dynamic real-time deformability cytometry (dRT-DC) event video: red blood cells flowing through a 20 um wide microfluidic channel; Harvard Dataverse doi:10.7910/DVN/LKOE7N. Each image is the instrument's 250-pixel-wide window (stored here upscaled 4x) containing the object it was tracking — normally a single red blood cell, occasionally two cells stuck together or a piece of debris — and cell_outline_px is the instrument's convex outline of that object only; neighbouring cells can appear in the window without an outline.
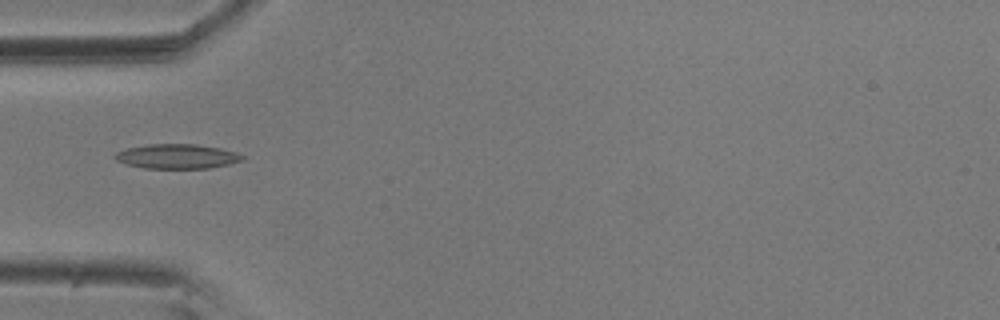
{"species": "common noctule bat (a hibernating species)", "species_latin": "Nyctalus noctula", "temperature_condition": "room temperature", "stored_images_in_passage": 35, "camera_frame_rate_fps": 3000, "um_per_image_px": 0.085, "animal": {"sex": "male", "body_mass_g": 20.5, "forearm_length_mm": 52.5}, "frame": {"image": 1, "passage_image": 1, "time_ms": 0.0, "image_size_px": [1000, 320], "cell_outline_px": [[244, 160], [228, 164], [208, 168], [144, 168], [128, 164], [116, 160], [112, 156], [116, 152], [128, 148], [148, 144], [196, 144], [220, 148], [236, 152], [244, 156]], "centroid_in_image_um": [15.05, 13.28], "position_along_channel_um": 70.0, "area_um2": 18.15}}
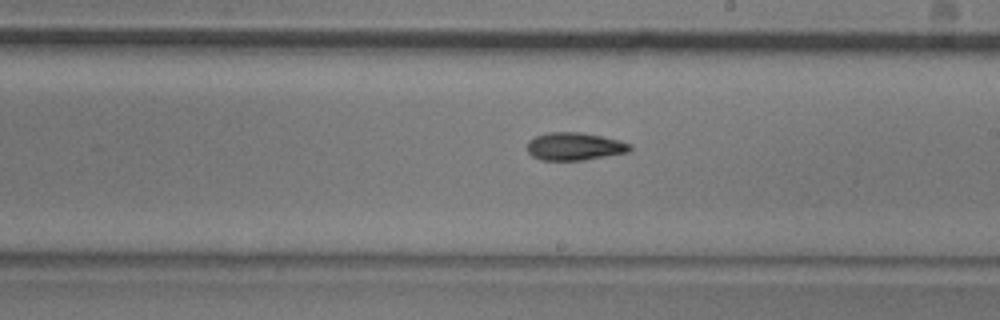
{"frame": {"image": 2, "passage_image": 15, "time_ms": 4.667, "image_size_px": [1000, 320], "cell_outline_px": [[632, 148], [628, 152], [584, 160], [540, 160], [532, 156], [528, 152], [528, 140], [536, 136], [548, 132], [580, 132], [620, 140], [632, 144]], "centroid_in_image_um": [48.84, 12.44], "position_along_channel_um": 240.2, "area_um2": 16.65}}
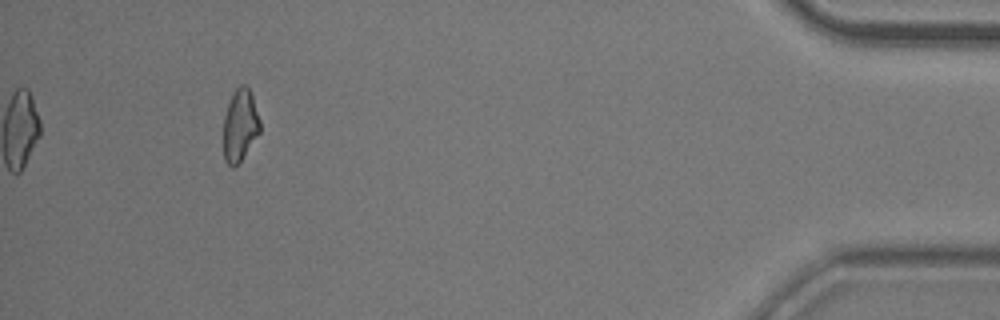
{"frame": {"image": 3, "passage_image": 35, "time_ms": 11.333, "image_size_px": [1000, 320], "cell_outline_px": [[260, 132], [240, 160], [232, 168], [224, 160], [224, 116], [228, 104], [236, 88], [240, 84], [244, 84], [248, 88], [252, 96], [260, 120]], "centroid_in_image_um": [20.4, 10.64], "position_along_channel_um": 414.8, "area_um2": 15.03}, "authors_computed_cell_mechanics": {"area_um2": 16.4152, "velocity_mm_per_s": 3.6244, "shape_relaxation_time_tau1_ms": 9.9063, "shape_relaxation_time_tau2_ms": 10.5023, "deformation_change_tau1": 0.2068, "deformation_change_tau2": 0.1913}}